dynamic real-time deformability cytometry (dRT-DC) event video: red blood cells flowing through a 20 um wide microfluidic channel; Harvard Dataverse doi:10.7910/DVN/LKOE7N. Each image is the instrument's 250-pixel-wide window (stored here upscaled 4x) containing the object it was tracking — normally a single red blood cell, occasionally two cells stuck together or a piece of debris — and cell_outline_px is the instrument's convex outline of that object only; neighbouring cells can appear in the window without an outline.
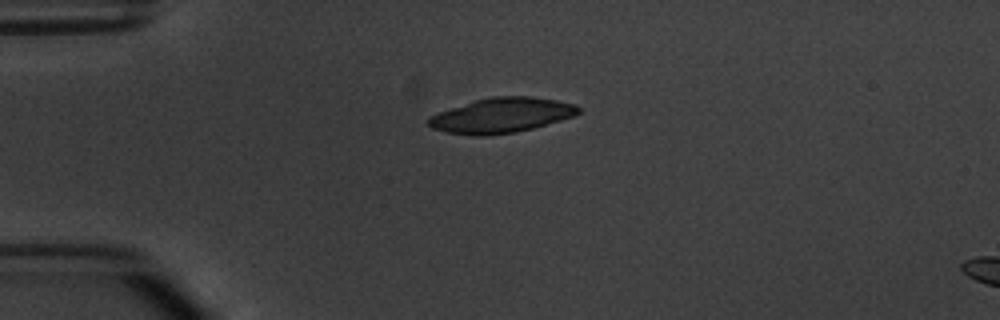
{"species": "common noctule bat (a hibernating species)", "species_latin": "Nyctalus noctula", "temperature_condition": "warm", "stored_images_in_passage": 7, "camera_frame_rate_fps": 3000, "um_per_image_px": 0.085, "animal": {"sex": "male", "body_mass_g": 20.1, "forearm_length_mm": 53.5}, "frame": {"image": 1, "passage_image": 3, "time_ms": 3.0, "image_size_px": [1000, 320], "cell_outline_px": [[580, 112], [576, 116], [532, 128], [516, 132], [488, 136], [472, 136], [448, 132], [432, 128], [428, 124], [428, 116], [476, 100], [492, 96], [532, 96], [556, 100], [576, 104], [580, 108]], "centroid_in_image_um": [42.66, 9.81], "position_along_channel_um": 42.3, "area_um2": 30.52}}